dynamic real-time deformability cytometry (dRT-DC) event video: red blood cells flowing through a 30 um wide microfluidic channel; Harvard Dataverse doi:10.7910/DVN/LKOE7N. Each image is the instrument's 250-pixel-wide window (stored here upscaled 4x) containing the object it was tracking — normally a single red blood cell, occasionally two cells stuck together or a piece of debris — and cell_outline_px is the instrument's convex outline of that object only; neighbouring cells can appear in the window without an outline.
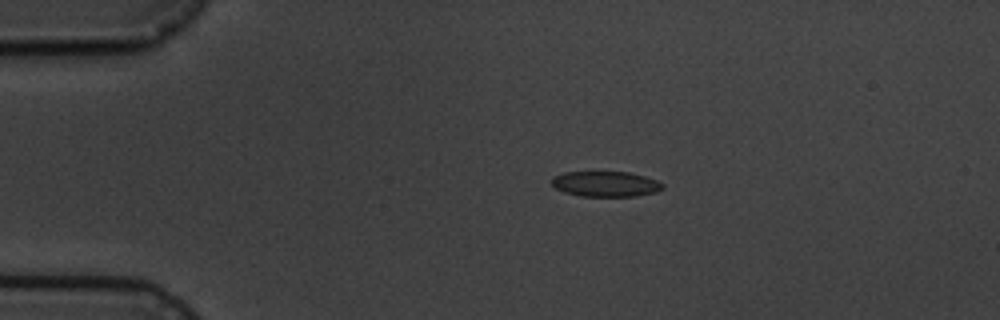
{"species": "common noctule bat (a hibernating species)", "species_latin": "Nyctalus noctula", "temperature_condition": "cold", "stored_images_in_passage": 11, "camera_frame_rate_fps": 3000, "um_per_image_px": 0.085, "animal": {"sex": "male", "body_mass_g": 19.5, "forearm_length_mm": 54.6}, "frame": {"image": 1, "passage_image": 3, "time_ms": 3.0, "image_size_px": [1000, 320], "cell_outline_px": [[664, 188], [656, 192], [636, 196], [580, 196], [564, 192], [556, 188], [552, 184], [552, 176], [564, 172], [628, 172], [644, 176], [656, 180], [664, 184]], "centroid_in_image_um": [51.48, 15.64], "position_along_channel_um": 33.5, "area_um2": 16.42}}
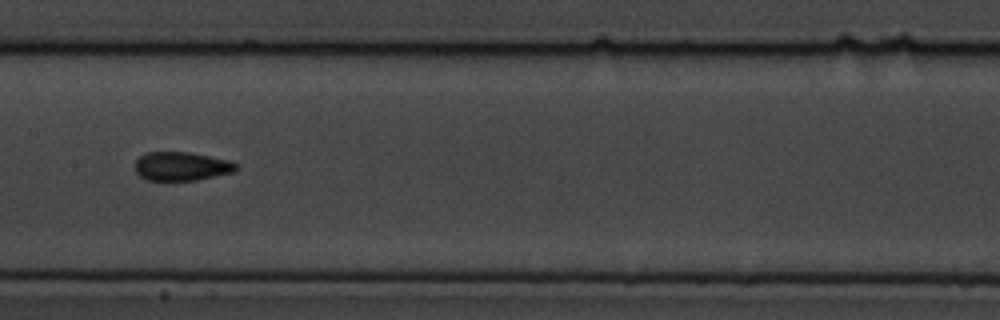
{"frame": {"image": 2, "passage_image": 8, "time_ms": 8.667, "image_size_px": [1000, 320], "cell_outline_px": [[240, 168], [232, 172], [196, 180], [148, 180], [140, 176], [136, 172], [136, 160], [140, 156], [148, 152], [188, 152], [228, 160], [236, 164]], "centroid_in_image_um": [15.42, 14.13], "position_along_channel_um": 192.0, "area_um2": 16.7}}
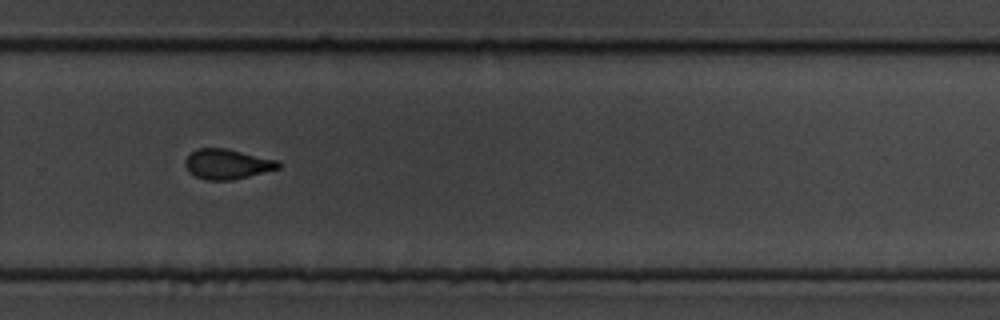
{"frame": {"image": 3, "passage_image": 11, "time_ms": 12.0, "image_size_px": [1000, 320], "cell_outline_px": [[280, 168], [232, 180], [208, 180], [196, 176], [188, 172], [184, 164], [184, 160], [196, 148], [228, 148], [280, 160]], "centroid_in_image_um": [19.32, 13.93], "position_along_channel_um": 310.5, "area_um2": 16.47}}